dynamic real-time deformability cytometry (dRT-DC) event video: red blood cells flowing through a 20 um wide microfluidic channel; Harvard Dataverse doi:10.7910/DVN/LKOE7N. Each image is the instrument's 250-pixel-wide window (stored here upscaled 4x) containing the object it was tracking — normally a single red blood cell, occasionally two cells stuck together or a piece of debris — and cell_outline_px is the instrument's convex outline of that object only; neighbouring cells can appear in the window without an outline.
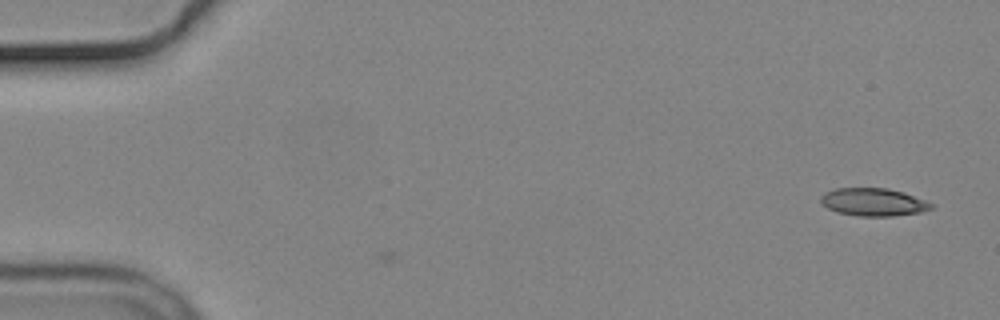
{"species": "common noctule bat (a hibernating species)", "species_latin": "Nyctalus noctula", "temperature_condition": "cold", "stored_images_in_passage": 4, "camera_frame_rate_fps": 3000, "um_per_image_px": 0.085, "animal": {"sex": "male", "body_mass_g": 19.2, "forearm_length_mm": 51.8}, "frame": {"image": 1, "passage_image": 4, "time_ms": 1.0, "image_size_px": [1000, 320], "cell_outline_px": [[936, 204], [932, 208], [920, 212], [892, 216], [860, 216], [836, 212], [820, 204], [820, 196], [824, 192], [836, 188], [888, 188], [904, 192]], "centroid_in_image_um": [74.22, 17.17], "position_along_channel_um": 10.8, "area_um2": 18.09}}